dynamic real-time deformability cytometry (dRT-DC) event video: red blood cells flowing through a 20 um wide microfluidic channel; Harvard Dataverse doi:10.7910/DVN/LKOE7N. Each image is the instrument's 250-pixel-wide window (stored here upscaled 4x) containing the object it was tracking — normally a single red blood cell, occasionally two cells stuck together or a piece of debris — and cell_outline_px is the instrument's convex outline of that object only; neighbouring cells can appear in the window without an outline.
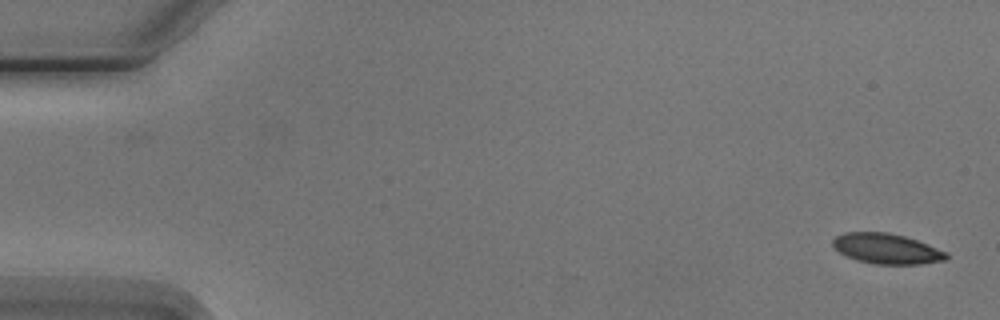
{"species": "Egyptian fruit bat (a non-hibernating species)", "species_latin": "Rousettus aegyptiacus", "temperature_condition": "cold", "stored_images_in_passage": 6, "camera_frame_rate_fps": 3000, "um_per_image_px": 0.085, "animal": {"sex": "male"}, "frame": {"image": 1, "passage_image": 1, "time_ms": 0.0, "image_size_px": [1000, 320], "cell_outline_px": [[948, 256], [944, 260], [920, 264], [876, 264], [856, 260], [840, 252], [832, 244], [832, 240], [836, 236], [844, 232], [888, 232], [904, 236], [928, 244], [948, 252]], "centroid_in_image_um": [75.37, 21.13], "position_along_channel_um": 9.6, "area_um2": 19.94}}
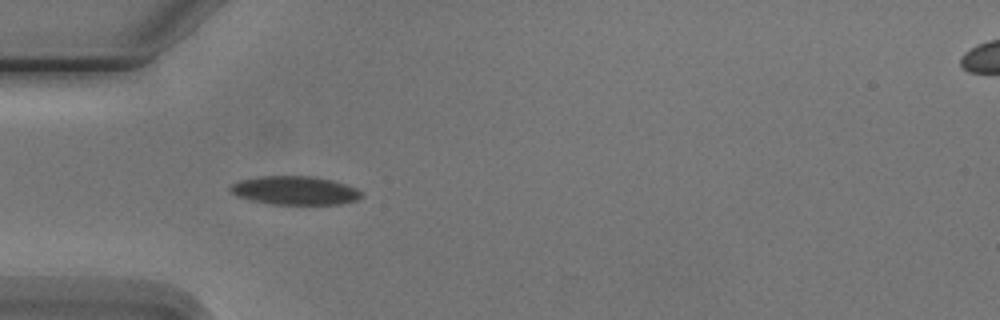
{"frame": {"image": 2, "passage_image": 5, "time_ms": 5.0, "image_size_px": [1000, 320], "cell_outline_px": [[364, 196], [356, 200], [340, 204], [272, 204], [252, 200], [236, 196], [228, 192], [228, 188], [232, 184], [240, 180], [260, 176], [312, 176], [332, 180], [356, 188], [364, 192]], "centroid_in_image_um": [25.06, 16.19], "position_along_channel_um": 59.9, "area_um2": 21.96}}
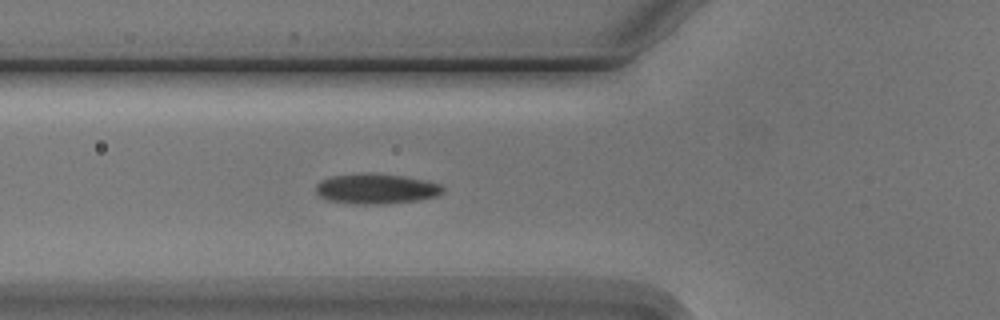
{"frame": {"image": 3, "passage_image": 6, "time_ms": 6.0, "image_size_px": [1000, 320], "cell_outline_px": [[444, 192], [436, 196], [420, 200], [388, 204], [356, 204], [328, 200], [320, 196], [316, 192], [316, 184], [320, 180], [332, 176], [364, 172], [404, 176], [428, 180], [440, 184], [444, 188]], "centroid_in_image_um": [32.0, 16.04], "position_along_channel_um": 93.8, "area_um2": 22.66}}